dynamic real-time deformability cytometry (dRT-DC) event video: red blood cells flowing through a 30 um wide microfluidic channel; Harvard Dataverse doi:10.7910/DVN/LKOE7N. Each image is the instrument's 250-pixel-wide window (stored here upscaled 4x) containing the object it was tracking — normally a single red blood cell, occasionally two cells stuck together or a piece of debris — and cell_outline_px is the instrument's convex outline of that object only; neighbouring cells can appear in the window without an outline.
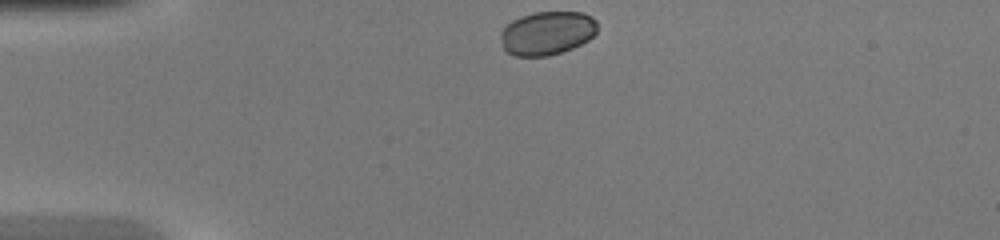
{"species": "common noctule bat (a hibernating species)", "species_latin": "Nyctalus noctula", "temperature_condition": "warm", "stored_images_in_passage": 32, "camera_frame_rate_fps": 3000, "um_per_image_px": 0.085, "animal": {"sex": "female", "body_mass_g": 20.0, "forearm_length_mm": 54.0}, "frame": {"image": 1, "passage_image": 1, "time_ms": 0.0, "image_size_px": [1000, 240], "cell_outline_px": [[596, 32], [588, 40], [572, 48], [548, 56], [512, 56], [504, 52], [500, 36], [500, 32], [512, 20], [520, 16], [532, 12], [584, 12], [592, 16], [596, 20]], "centroid_in_image_um": [46.47, 2.81], "position_along_channel_um": 38.5, "area_um2": 24.8}}
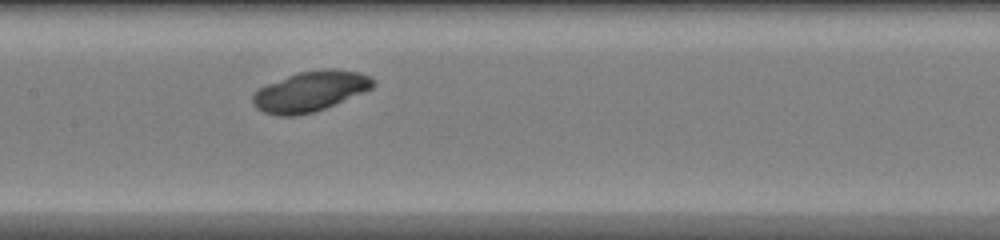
{"frame": {"image": 2, "passage_image": 14, "time_ms": 4.333, "image_size_px": [1000, 240], "cell_outline_px": [[376, 84], [372, 88], [324, 108], [312, 112], [296, 116], [280, 116], [264, 112], [256, 108], [252, 104], [252, 96], [260, 88], [268, 84], [288, 76], [300, 72], [328, 68], [332, 68], [360, 72], [376, 80]], "centroid_in_image_um": [26.38, 7.76], "position_along_channel_um": 181.0, "area_um2": 27.86}}
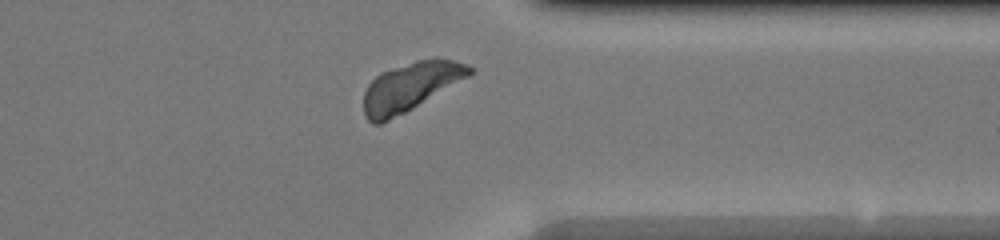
{"frame": {"image": 3, "passage_image": 28, "time_ms": 9.0, "image_size_px": [1000, 240], "cell_outline_px": [[476, 68], [468, 76], [412, 108], [380, 124], [372, 124], [364, 116], [364, 92], [368, 84], [380, 72], [416, 60], [436, 56], [468, 64]], "centroid_in_image_um": [34.87, 7.33], "position_along_channel_um": 376.5, "area_um2": 29.77}}